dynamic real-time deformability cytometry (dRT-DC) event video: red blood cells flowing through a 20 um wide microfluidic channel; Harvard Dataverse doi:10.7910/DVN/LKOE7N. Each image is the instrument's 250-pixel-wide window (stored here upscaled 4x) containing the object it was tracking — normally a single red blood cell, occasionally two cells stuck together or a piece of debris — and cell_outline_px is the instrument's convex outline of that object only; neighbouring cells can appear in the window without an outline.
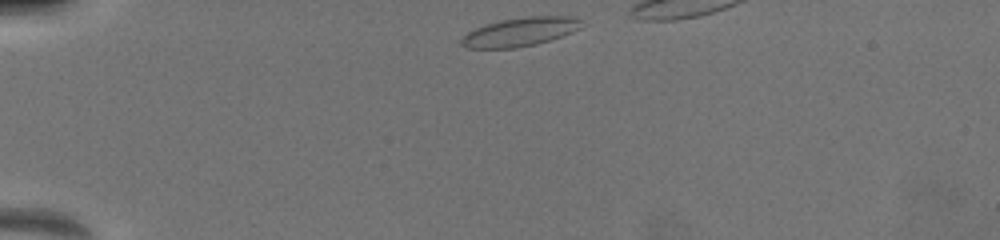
{"species": "common noctule bat (a hibernating species)", "species_latin": "Nyctalus noctula", "temperature_condition": "warm", "stored_images_in_passage": 25, "camera_frame_rate_fps": 3000, "um_per_image_px": 0.085, "animal": {"sex": "female", "body_mass_g": 19.5, "forearm_length_mm": 54.1}, "frame": {"image": 1, "passage_image": 1, "time_ms": 0.0, "image_size_px": [1000, 240], "cell_outline_px": [[584, 20], [580, 28], [572, 32], [536, 44], [516, 48], [468, 48], [460, 44], [460, 40], [468, 32], [476, 28], [500, 20], [528, 16], [572, 16]], "centroid_in_image_um": [44.23, 2.7], "position_along_channel_um": 40.8, "area_um2": 20.0}}
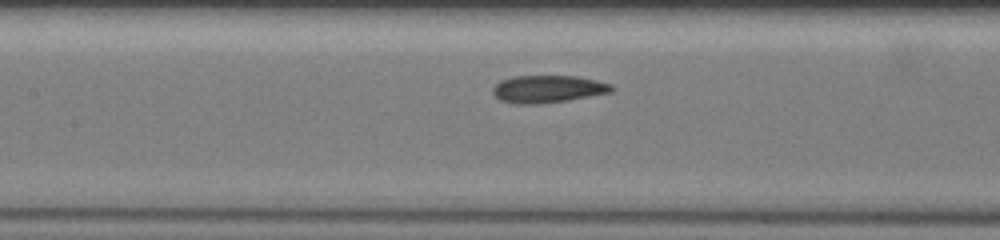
{"frame": {"image": 2, "passage_image": 10, "time_ms": 4.333, "image_size_px": [1000, 240], "cell_outline_px": [[616, 88], [612, 92], [568, 100], [540, 104], [516, 104], [500, 100], [492, 92], [492, 88], [500, 80], [512, 76], [576, 76], [596, 80], [612, 84]], "centroid_in_image_um": [46.58, 7.56], "position_along_channel_um": 160.8, "area_um2": 19.13}}
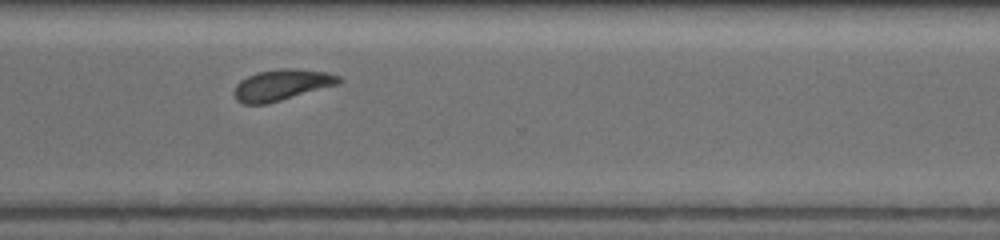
{"frame": {"image": 3, "passage_image": 24, "time_ms": 9.0, "image_size_px": [1000, 240], "cell_outline_px": [[344, 80], [340, 84], [268, 104], [244, 104], [236, 100], [236, 84], [240, 80], [256, 72], [280, 68], [296, 68], [324, 72], [340, 76]], "centroid_in_image_um": [23.99, 7.21], "position_along_channel_um": 346.6, "area_um2": 19.07}}